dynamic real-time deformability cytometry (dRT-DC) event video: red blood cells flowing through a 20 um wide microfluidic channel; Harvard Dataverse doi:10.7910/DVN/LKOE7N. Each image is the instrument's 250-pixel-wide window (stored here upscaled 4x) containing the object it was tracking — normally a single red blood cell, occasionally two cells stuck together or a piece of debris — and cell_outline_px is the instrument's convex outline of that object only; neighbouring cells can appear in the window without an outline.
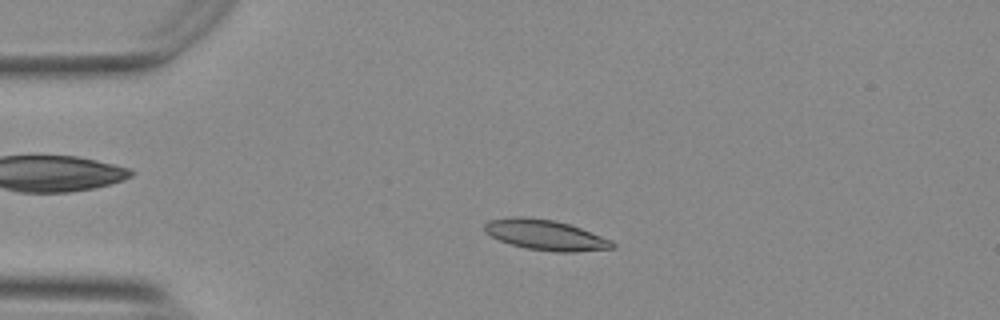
{"species": "Egyptian fruit bat (a non-hibernating species)", "species_latin": "Rousettus aegyptiacus", "temperature_condition": "warm", "stored_images_in_passage": 55, "camera_frame_rate_fps": 3000, "um_per_image_px": 0.085, "animal": {"sex": "female"}, "frame": {"image": 1, "passage_image": 13, "time_ms": 4.0, "image_size_px": [1000, 320], "cell_outline_px": [[616, 248], [576, 252], [556, 252], [528, 248], [512, 244], [500, 240], [484, 232], [484, 224], [488, 220], [516, 216], [520, 216], [556, 220], [580, 228], [612, 240], [616, 244]], "centroid_in_image_um": [46.39, 19.97], "position_along_channel_um": 38.6, "area_um2": 22.54}}
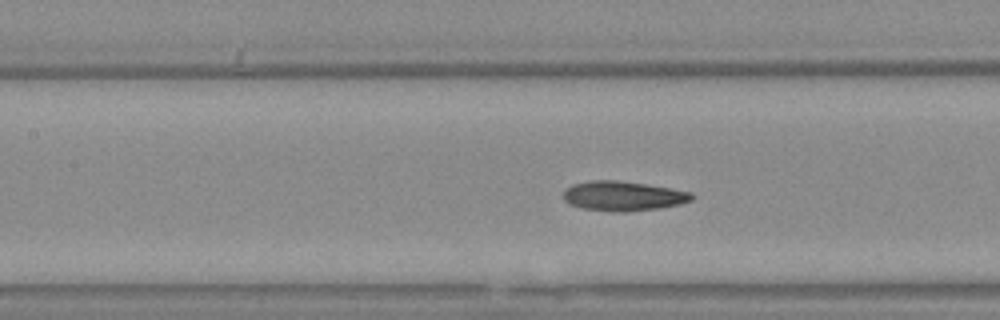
{"frame": {"image": 2, "passage_image": 25, "time_ms": 8.0, "image_size_px": [1000, 320], "cell_outline_px": [[696, 196], [692, 200], [680, 204], [660, 208], [628, 212], [612, 212], [580, 208], [568, 204], [564, 200], [564, 188], [572, 184], [592, 180], [616, 180], [644, 184], [692, 192]], "centroid_in_image_um": [52.94, 16.67], "position_along_channel_um": 154.5, "area_um2": 22.43}}
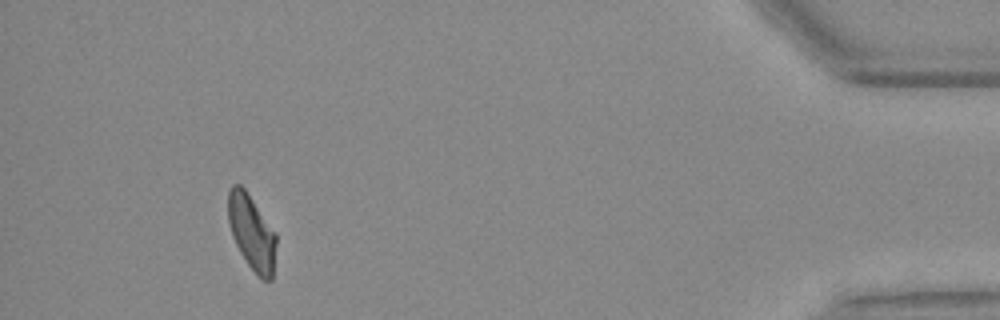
{"frame": {"image": 3, "passage_image": 51, "time_ms": 16.667, "image_size_px": [1000, 320], "cell_outline_px": [[276, 244], [272, 280], [264, 280], [248, 264], [240, 252], [232, 236], [228, 224], [228, 192], [232, 184], [240, 184], [244, 188], [276, 232]], "centroid_in_image_um": [21.38, 19.72], "position_along_channel_um": 413.8, "area_um2": 20.87}, "authors_computed_cell_mechanics": {"area_um2": 21.6172, "velocity_mm_per_s": 3.7426, "shape_relaxation_time_tau1_ms": 8.4775, "shape_relaxation_time_tau2_ms": 3.2026, "deformation_change_tau1": 0.1873, "deformation_change_tau2": 0.1109}}